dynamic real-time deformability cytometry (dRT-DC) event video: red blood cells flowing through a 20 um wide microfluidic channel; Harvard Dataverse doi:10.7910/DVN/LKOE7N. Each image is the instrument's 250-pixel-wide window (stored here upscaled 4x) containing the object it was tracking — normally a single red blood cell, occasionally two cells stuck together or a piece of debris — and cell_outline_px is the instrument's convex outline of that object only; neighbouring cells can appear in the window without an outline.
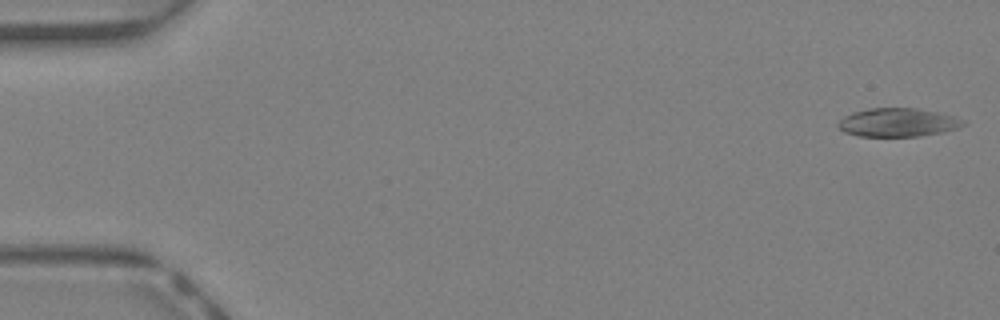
{"species": "Egyptian fruit bat (a non-hibernating species)", "species_latin": "Rousettus aegyptiacus", "temperature_condition": "warm", "stored_images_in_passage": 14, "camera_frame_rate_fps": 3000, "um_per_image_px": 0.085, "animal": {"sex": "female"}, "frame": {"image": 1, "passage_image": 1, "time_ms": 0.0, "image_size_px": [1000, 320], "cell_outline_px": [[968, 124], [944, 132], [920, 136], [860, 136], [844, 132], [836, 124], [844, 116], [852, 112], [868, 108], [916, 108], [936, 112], [968, 120]], "centroid_in_image_um": [76.34, 10.4], "position_along_channel_um": 8.7, "area_um2": 20.87}}
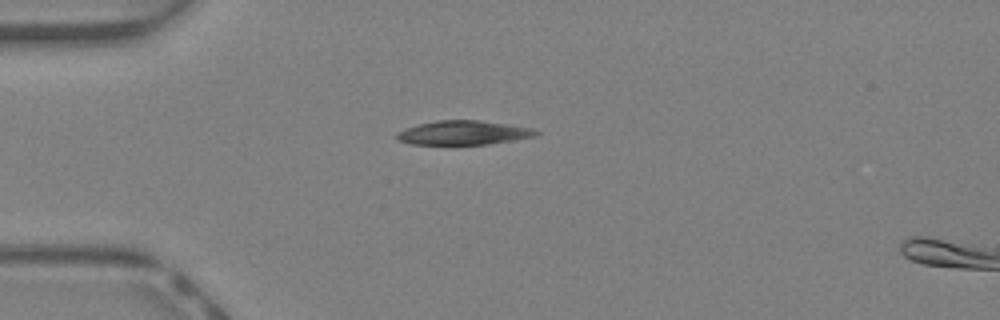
{"frame": {"image": 2, "passage_image": 12, "time_ms": 3.667, "image_size_px": [1000, 320], "cell_outline_px": [[540, 132], [532, 136], [512, 140], [488, 144], [412, 144], [400, 140], [396, 136], [396, 132], [420, 124], [436, 120], [480, 120], [532, 128]], "centroid_in_image_um": [39.38, 11.27], "position_along_channel_um": 45.6, "area_um2": 19.13}}